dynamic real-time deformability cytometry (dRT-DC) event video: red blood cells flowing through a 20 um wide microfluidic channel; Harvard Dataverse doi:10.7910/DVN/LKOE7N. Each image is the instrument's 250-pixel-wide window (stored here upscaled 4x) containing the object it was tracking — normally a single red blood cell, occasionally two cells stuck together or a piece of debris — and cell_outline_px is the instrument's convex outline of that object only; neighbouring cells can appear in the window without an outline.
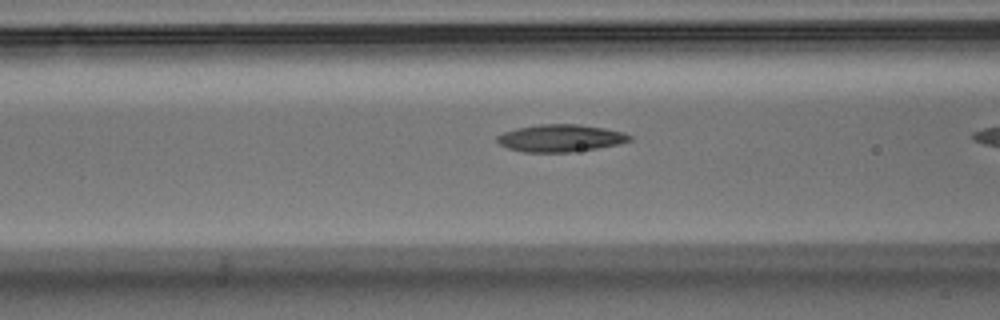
{"species": "Egyptian fruit bat (a non-hibernating species)", "species_latin": "Rousettus aegyptiacus", "temperature_condition": "warm", "stored_images_in_passage": 32, "camera_frame_rate_fps": 3000, "um_per_image_px": 0.085, "animal": {"sex": "male"}, "frame": {"image": 1, "passage_image": 12, "time_ms": 3.667, "image_size_px": [1000, 320], "cell_outline_px": [[632, 140], [616, 144], [596, 148], [572, 152], [524, 152], [508, 148], [500, 144], [496, 140], [496, 136], [504, 132], [516, 128], [540, 124], [576, 124], [604, 128], [624, 132], [632, 136]], "centroid_in_image_um": [47.62, 11.74], "position_along_channel_um": 119.0, "area_um2": 20.98}}
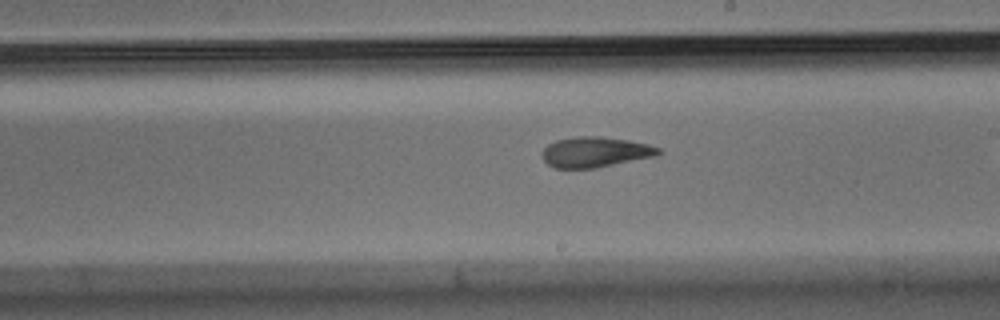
{"frame": {"image": 2, "passage_image": 21, "time_ms": 6.667, "image_size_px": [1000, 320], "cell_outline_px": [[660, 152], [656, 156], [596, 168], [556, 168], [548, 164], [544, 160], [544, 148], [548, 144], [556, 140], [576, 136], [600, 136], [628, 140], [648, 144], [660, 148]], "centroid_in_image_um": [50.61, 12.92], "position_along_channel_um": 238.4, "area_um2": 20.46}}
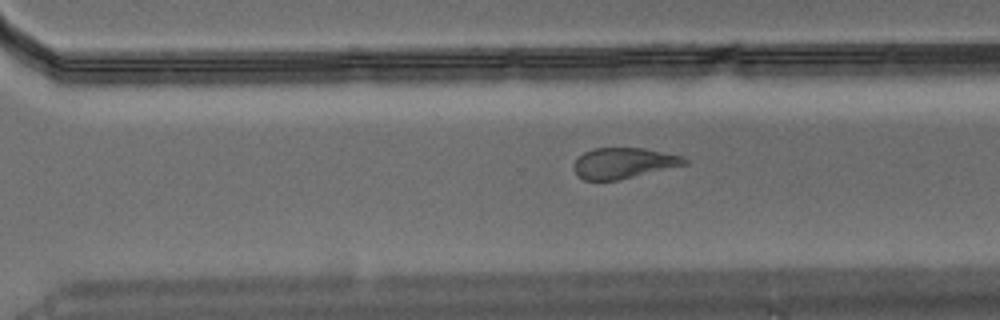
{"frame": {"image": 3, "passage_image": 27, "time_ms": 8.667, "image_size_px": [1000, 320], "cell_outline_px": [[688, 164], [616, 180], [584, 180], [576, 176], [572, 168], [572, 164], [584, 152], [596, 148], [644, 148], [680, 156], [688, 160]], "centroid_in_image_um": [52.94, 13.87], "position_along_channel_um": 317.7, "area_um2": 19.65}}